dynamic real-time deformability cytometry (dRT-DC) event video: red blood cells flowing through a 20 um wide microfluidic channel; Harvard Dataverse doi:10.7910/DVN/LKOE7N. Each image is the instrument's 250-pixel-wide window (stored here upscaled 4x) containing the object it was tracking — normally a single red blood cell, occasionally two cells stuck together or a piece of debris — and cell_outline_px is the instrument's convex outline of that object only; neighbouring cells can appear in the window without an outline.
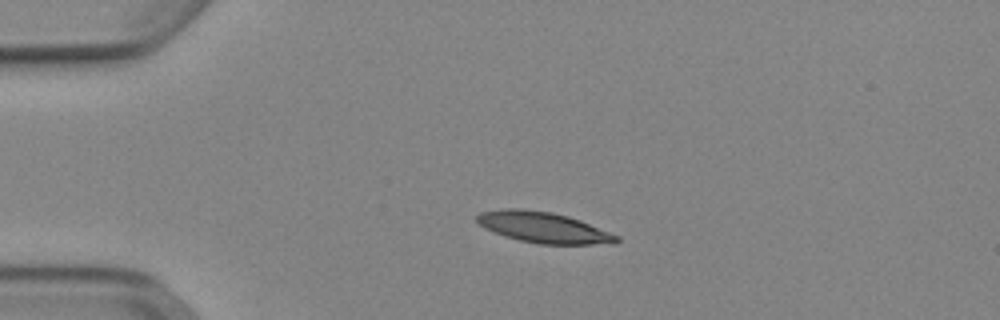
{"species": "Egyptian fruit bat (a non-hibernating species)", "species_latin": "Rousettus aegyptiacus", "temperature_condition": "cold", "stored_images_in_passage": 41, "camera_frame_rate_fps": 3000, "um_per_image_px": 0.085, "animal": {"sex": "female"}, "frame": {"image": 1, "passage_image": 1, "time_ms": 0.0, "image_size_px": [1000, 320], "cell_outline_px": [[620, 240], [616, 244], [540, 244], [520, 240], [504, 236], [484, 228], [476, 220], [476, 216], [480, 212], [500, 208], [524, 208], [552, 212], [568, 216], [580, 220], [620, 236]], "centroid_in_image_um": [46.2, 19.32], "position_along_channel_um": 38.8, "area_um2": 25.32}}
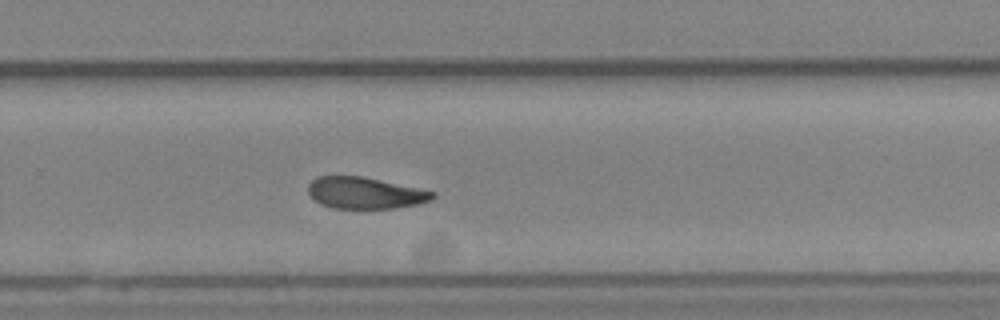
{"frame": {"image": 2, "passage_image": 24, "time_ms": 7.667, "image_size_px": [1000, 320], "cell_outline_px": [[436, 196], [432, 200], [416, 204], [392, 208], [332, 208], [320, 204], [308, 192], [308, 184], [312, 180], [320, 176], [364, 176], [436, 192]], "centroid_in_image_um": [31.04, 16.39], "position_along_channel_um": 298.8, "area_um2": 22.77}}
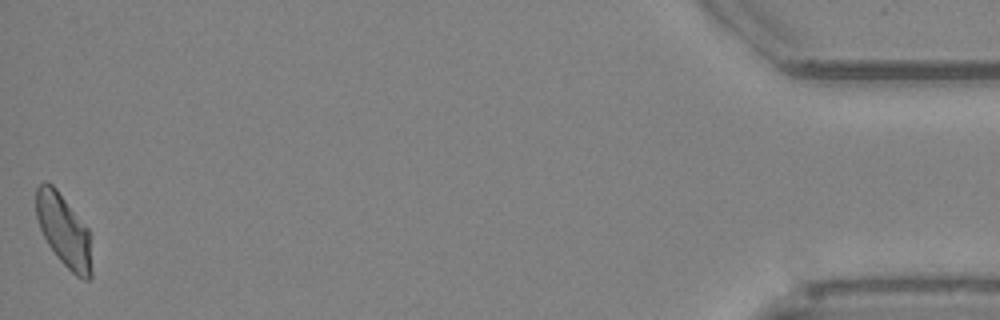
{"frame": {"image": 3, "passage_image": 41, "time_ms": 13.333, "image_size_px": [1000, 320], "cell_outline_px": [[92, 276], [88, 280], [84, 280], [76, 276], [56, 256], [48, 244], [40, 228], [36, 216], [36, 188], [44, 180], [52, 184], [56, 188], [88, 228], [92, 272]], "centroid_in_image_um": [5.42, 19.59], "position_along_channel_um": 429.8, "area_um2": 23.29}, "authors_computed_cell_mechanics": {"area_um2": 24.4494, "velocity_mm_per_s": 3.8844, "shape_relaxation_time_tau1_ms": 9.2729, "shape_relaxation_time_tau2_ms": 3.0593, "deformation_change_tau1": 0.2122, "deformation_change_tau2": 0.0914}}